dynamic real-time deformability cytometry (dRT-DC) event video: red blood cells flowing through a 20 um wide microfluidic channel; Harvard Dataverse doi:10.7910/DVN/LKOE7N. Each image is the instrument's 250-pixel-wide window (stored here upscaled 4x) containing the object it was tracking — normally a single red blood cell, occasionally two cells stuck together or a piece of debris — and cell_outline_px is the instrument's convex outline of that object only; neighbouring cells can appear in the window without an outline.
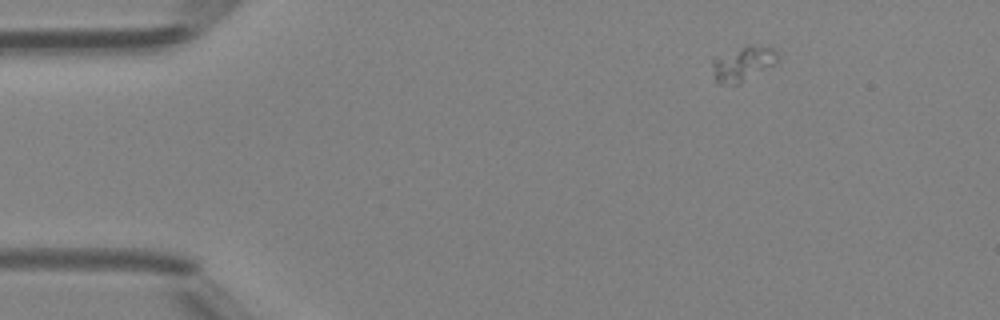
{"species": "Egyptian fruit bat (a non-hibernating species)", "species_latin": "Rousettus aegyptiacus", "temperature_condition": "room temperature", "stored_images_in_passage": 9, "camera_frame_rate_fps": 3000, "um_per_image_px": 0.085, "animal": {"sex": "female"}, "frame": {"image": 1, "passage_image": 1, "time_ms": 0.0, "image_size_px": [1000, 320], "cell_outline_px": [[776, 60], [772, 64], [740, 84], [720, 84], [716, 80], [712, 64], [712, 60], [748, 44], [772, 48], [776, 52]], "centroid_in_image_um": [63.12, 5.42], "position_along_channel_um": 21.9, "area_um2": 12.54}}